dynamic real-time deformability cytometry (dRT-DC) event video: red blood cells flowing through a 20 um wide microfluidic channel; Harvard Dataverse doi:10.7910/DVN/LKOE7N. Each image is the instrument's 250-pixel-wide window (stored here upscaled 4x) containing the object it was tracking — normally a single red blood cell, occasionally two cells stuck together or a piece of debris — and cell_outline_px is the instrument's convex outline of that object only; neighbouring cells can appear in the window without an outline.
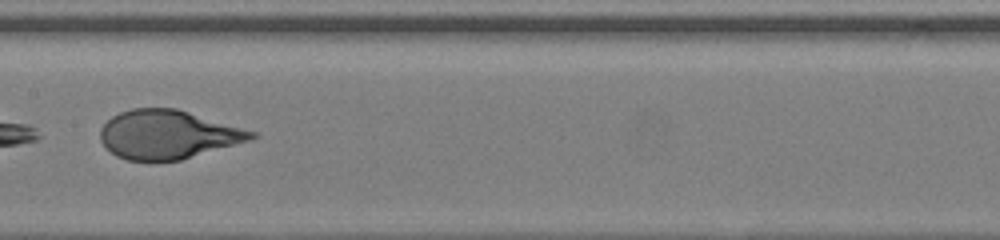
{"species": "human", "species_latin": "Homo sapiens", "temperature_condition": "room temperature", "stored_images_in_passage": 51, "camera_frame_rate_fps": 3000, "um_per_image_px": 0.085, "donor": {"sex": "female"}, "frame": {"image": 1, "passage_image": 29, "time_ms": 9.333, "image_size_px": [1000, 240], "cell_outline_px": [[260, 136], [248, 140], [180, 160], [128, 160], [116, 156], [100, 140], [100, 128], [112, 116], [120, 112], [132, 108], [176, 108], [256, 132]], "centroid_in_image_um": [14.24, 11.42], "position_along_channel_um": 193.2, "area_um2": 42.31}}
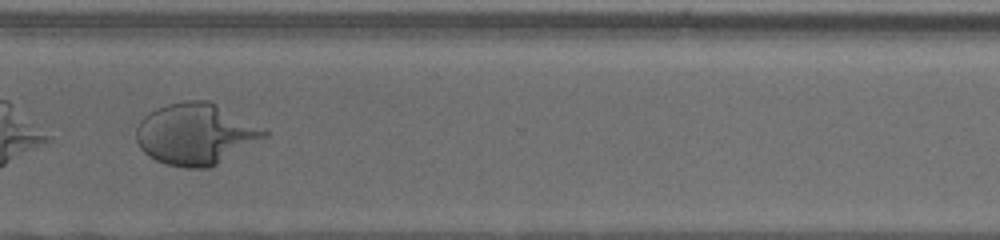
{"frame": {"image": 2, "passage_image": 41, "time_ms": 13.333, "image_size_px": [1000, 240], "cell_outline_px": [[268, 136], [216, 164], [208, 168], [188, 168], [168, 164], [156, 160], [148, 156], [140, 148], [136, 140], [136, 128], [140, 120], [148, 112], [156, 108], [168, 104], [184, 100], [208, 100], [264, 128], [268, 132]], "centroid_in_image_um": [16.6, 11.38], "position_along_channel_um": 354.0, "area_um2": 45.49}}